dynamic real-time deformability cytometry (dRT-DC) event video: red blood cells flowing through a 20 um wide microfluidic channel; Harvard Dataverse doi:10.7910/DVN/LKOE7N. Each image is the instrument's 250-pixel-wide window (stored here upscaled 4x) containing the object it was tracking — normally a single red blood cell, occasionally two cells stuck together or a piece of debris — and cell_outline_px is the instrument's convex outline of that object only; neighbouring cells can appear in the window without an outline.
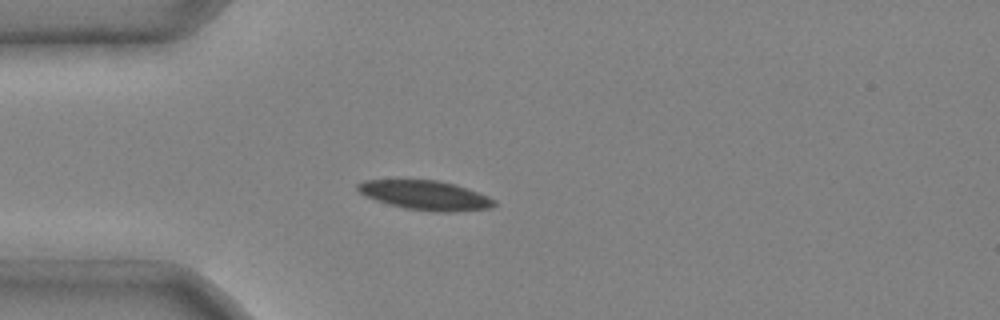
{"species": "common noctule bat (a hibernating species)", "species_latin": "Nyctalus noctula", "temperature_condition": "cold", "stored_images_in_passage": 4, "camera_frame_rate_fps": 3000, "um_per_image_px": 0.085, "animal": {"sex": "male", "body_mass_g": 20.4}, "frame": {"image": 1, "passage_image": 3, "time_ms": 0.667, "image_size_px": [1000, 320], "cell_outline_px": [[496, 204], [492, 208], [456, 212], [432, 212], [404, 208], [388, 204], [376, 200], [360, 192], [356, 188], [356, 184], [364, 180], [436, 180], [452, 184], [488, 196], [496, 200]], "centroid_in_image_um": [36.16, 16.61], "position_along_channel_um": 48.8, "area_um2": 23.24}}